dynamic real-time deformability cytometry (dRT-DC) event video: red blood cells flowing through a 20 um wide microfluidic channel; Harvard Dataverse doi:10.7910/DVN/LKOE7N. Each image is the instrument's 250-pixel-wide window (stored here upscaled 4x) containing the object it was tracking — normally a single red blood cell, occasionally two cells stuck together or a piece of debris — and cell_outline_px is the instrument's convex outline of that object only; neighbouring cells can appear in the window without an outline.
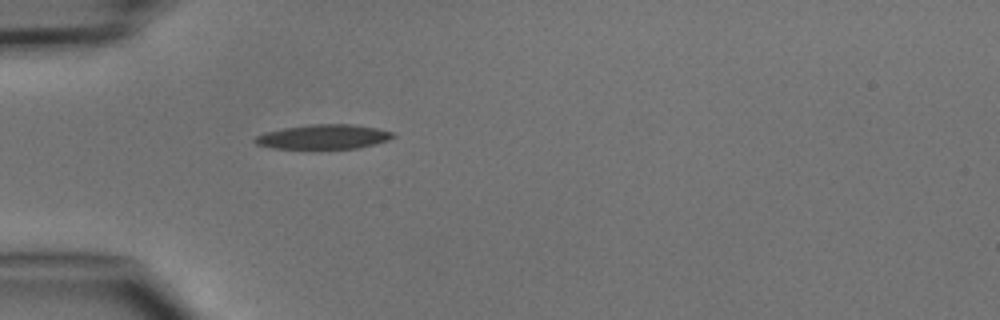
{"species": "common noctule bat (a hibernating species)", "species_latin": "Nyctalus noctula", "temperature_condition": "cold", "stored_images_in_passage": 1, "camera_frame_rate_fps": 3000, "um_per_image_px": 0.085, "animal": {"sex": "male", "body_mass_g": 15.6}, "frame": {"image": 1, "passage_image": 1, "time_ms": 0.0, "image_size_px": [1000, 320], "cell_outline_px": [[396, 136], [388, 140], [376, 144], [360, 148], [272, 148], [256, 144], [252, 140], [256, 136], [264, 132], [284, 128], [312, 124], [352, 124], [376, 128], [392, 132]], "centroid_in_image_um": [27.5, 11.62], "position_along_channel_um": 57.5, "area_um2": 19.65}}